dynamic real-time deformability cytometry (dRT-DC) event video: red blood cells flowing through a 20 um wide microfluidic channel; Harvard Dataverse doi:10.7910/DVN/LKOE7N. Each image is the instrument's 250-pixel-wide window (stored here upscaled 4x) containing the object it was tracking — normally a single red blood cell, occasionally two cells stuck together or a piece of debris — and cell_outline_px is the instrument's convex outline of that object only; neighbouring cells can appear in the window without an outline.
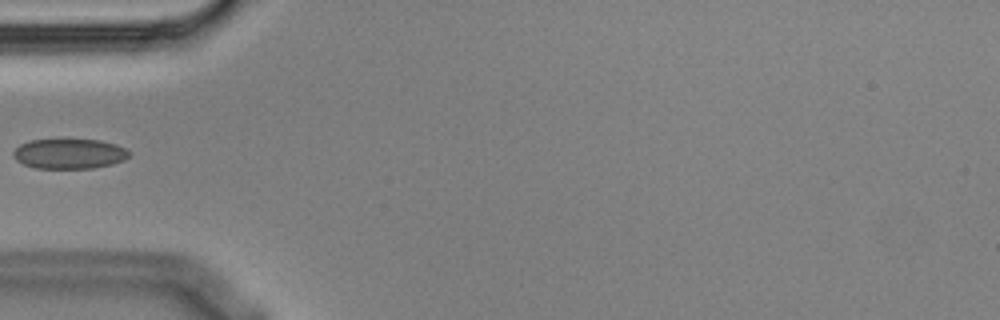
{"species": "Egyptian fruit bat (a non-hibernating species)", "species_latin": "Rousettus aegyptiacus", "temperature_condition": "cold", "stored_images_in_passage": 7, "camera_frame_rate_fps": 3000, "um_per_image_px": 0.085, "animal": {"sex": "male"}, "frame": {"image": 1, "passage_image": 6, "time_ms": 1.667, "image_size_px": [1000, 320], "cell_outline_px": [[132, 152], [124, 160], [112, 164], [92, 168], [36, 168], [24, 164], [16, 160], [12, 156], [12, 152], [20, 144], [32, 140], [100, 140], [116, 144]], "centroid_in_image_um": [5.89, 13.07], "position_along_channel_um": 79.1, "area_um2": 20.17}}
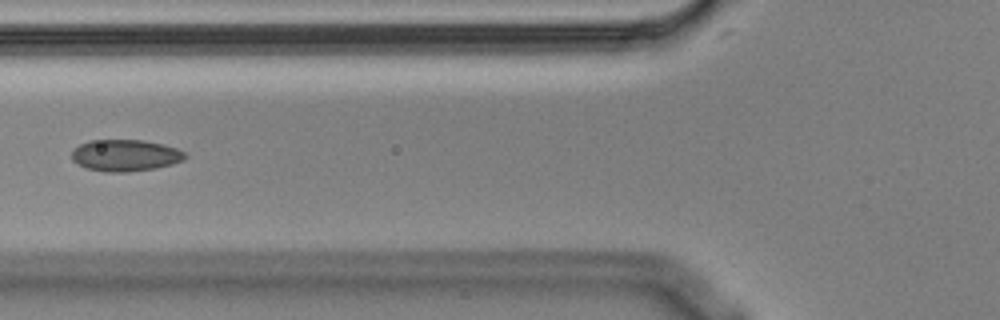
{"frame": {"image": 2, "passage_image": 7, "time_ms": 2.0, "image_size_px": [1000, 320], "cell_outline_px": [[188, 156], [184, 160], [172, 164], [156, 168], [128, 172], [108, 172], [84, 168], [76, 164], [72, 160], [72, 152], [80, 144], [88, 140], [144, 140], [164, 144], [176, 148], [184, 152]], "centroid_in_image_um": [10.65, 13.21], "position_along_channel_um": 115.1, "area_um2": 21.1}}